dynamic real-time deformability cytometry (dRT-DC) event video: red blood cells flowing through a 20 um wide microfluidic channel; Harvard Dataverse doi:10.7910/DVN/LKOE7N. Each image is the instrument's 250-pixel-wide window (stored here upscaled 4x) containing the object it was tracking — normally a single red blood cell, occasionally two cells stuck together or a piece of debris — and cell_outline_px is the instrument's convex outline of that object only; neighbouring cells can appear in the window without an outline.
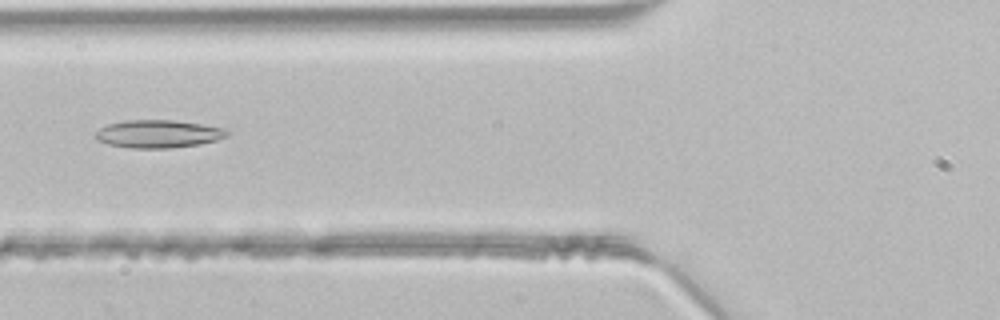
{"species": "common noctule bat (a hibernating species)", "species_latin": "Nyctalus noctula", "temperature_condition": "room temperature", "stored_images_in_passage": 38, "camera_frame_rate_fps": 3000, "um_per_image_px": 0.085, "animal": {"sex": "male", "body_mass_g": 21.5, "forearm_length_mm": 52.0}, "frame": {"image": 1, "passage_image": 9, "time_ms": 2.667, "image_size_px": [1000, 320], "cell_outline_px": [[228, 136], [216, 140], [200, 144], [168, 148], [132, 148], [108, 144], [96, 140], [96, 132], [100, 128], [108, 124], [128, 120], [176, 120], [224, 128], [228, 132]], "centroid_in_image_um": [13.45, 11.38], "position_along_channel_um": 112.4, "area_um2": 21.21}}
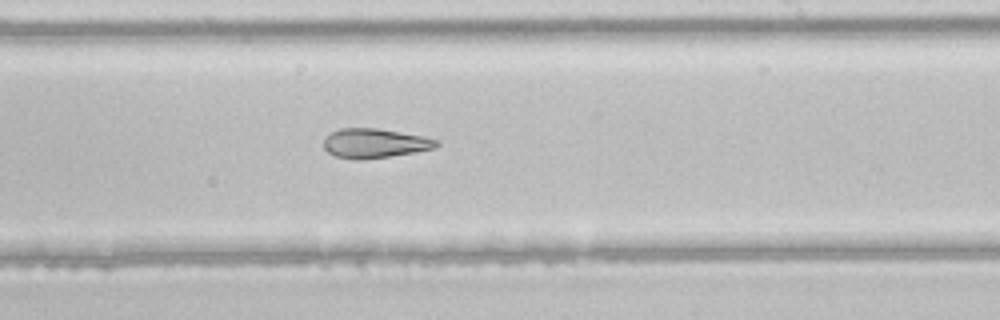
{"frame": {"image": 2, "passage_image": 19, "time_ms": 6.0, "image_size_px": [1000, 320], "cell_outline_px": [[440, 144], [436, 148], [416, 152], [360, 160], [356, 160], [336, 156], [328, 152], [324, 148], [324, 140], [332, 132], [340, 128], [376, 128], [424, 136], [440, 140]], "centroid_in_image_um": [31.89, 12.18], "position_along_channel_um": 257.1, "area_um2": 19.31}}
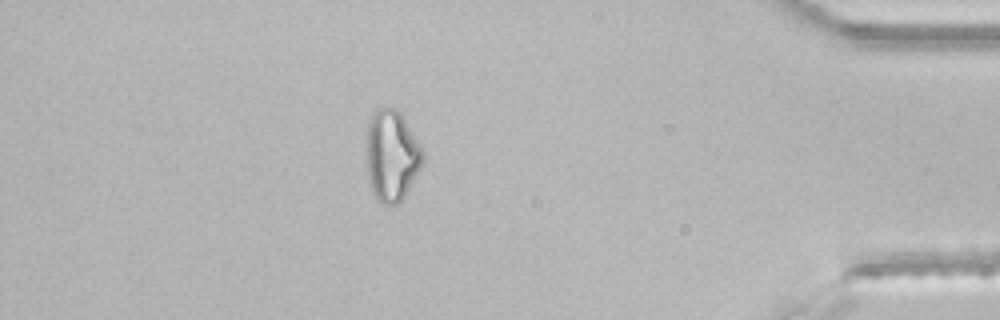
{"frame": {"image": 3, "passage_image": 32, "time_ms": 10.333, "image_size_px": [1000, 320], "cell_outline_px": [[424, 160], [420, 168], [404, 196], [396, 204], [380, 204], [376, 200], [372, 192], [368, 180], [368, 120], [372, 112], [376, 108], [396, 108], [400, 112], [420, 144], [424, 152]], "centroid_in_image_um": [33.3, 13.22], "position_along_channel_um": 401.9, "area_um2": 29.71}}